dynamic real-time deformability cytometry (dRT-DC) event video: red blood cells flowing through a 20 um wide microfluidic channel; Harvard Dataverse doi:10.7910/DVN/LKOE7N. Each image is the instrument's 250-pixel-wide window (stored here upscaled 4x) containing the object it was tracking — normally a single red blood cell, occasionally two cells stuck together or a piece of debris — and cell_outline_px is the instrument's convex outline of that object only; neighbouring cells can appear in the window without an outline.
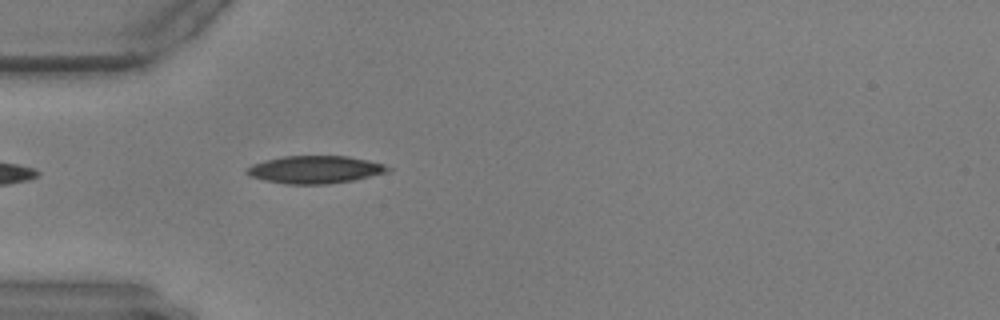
{"species": "common noctule bat (a hibernating species)", "species_latin": "Nyctalus noctula", "temperature_condition": "warm", "stored_images_in_passage": 37, "camera_frame_rate_fps": 3000, "um_per_image_px": 0.085, "animal": {"sex": "male", "body_mass_g": 17.9, "forearm_length_mm": 54.2}, "frame": {"image": 1, "passage_image": 1, "time_ms": 0.0, "image_size_px": [1000, 320], "cell_outline_px": [[392, 168], [388, 172], [352, 180], [328, 184], [284, 184], [264, 180], [248, 176], [244, 172], [244, 168], [252, 164], [284, 156], [348, 156], [368, 160], [384, 164]], "centroid_in_image_um": [26.74, 14.42], "position_along_channel_um": 58.3, "area_um2": 22.77}}
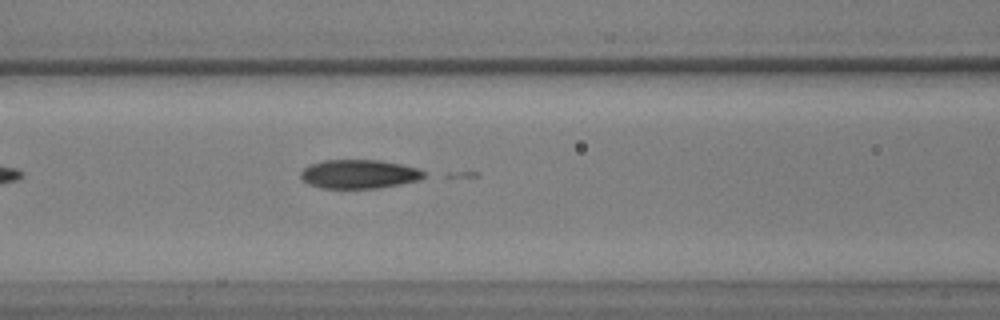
{"frame": {"image": 2, "passage_image": 8, "time_ms": 2.333, "image_size_px": [1000, 320], "cell_outline_px": [[424, 176], [416, 180], [376, 188], [320, 188], [308, 184], [300, 176], [300, 172], [304, 168], [312, 164], [324, 160], [380, 160], [400, 164], [416, 168], [424, 172]], "centroid_in_image_um": [30.45, 14.79], "position_along_channel_um": 136.1, "area_um2": 20.35}}